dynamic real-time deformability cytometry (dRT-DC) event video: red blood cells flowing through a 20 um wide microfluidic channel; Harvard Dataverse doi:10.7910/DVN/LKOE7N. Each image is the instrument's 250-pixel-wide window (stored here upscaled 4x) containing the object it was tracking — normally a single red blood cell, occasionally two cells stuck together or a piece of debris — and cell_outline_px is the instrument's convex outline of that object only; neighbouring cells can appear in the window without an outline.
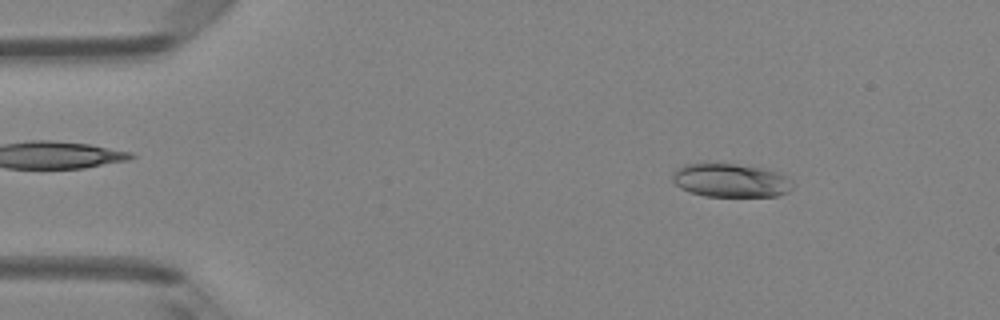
{"species": "Egyptian fruit bat (a non-hibernating species)", "species_latin": "Rousettus aegyptiacus", "temperature_condition": "room temperature", "stored_images_in_passage": 44, "camera_frame_rate_fps": 3000, "um_per_image_px": 0.085, "animal": {"sex": "female"}, "frame": {"image": 1, "passage_image": 2, "time_ms": 0.333, "image_size_px": [1000, 320], "cell_outline_px": [[792, 188], [788, 192], [776, 196], [704, 196], [688, 192], [680, 188], [672, 180], [672, 176], [684, 164], [736, 164], [768, 168], [780, 172], [792, 184]], "centroid_in_image_um": [62.13, 15.34], "position_along_channel_um": 22.9, "area_um2": 23.41}}
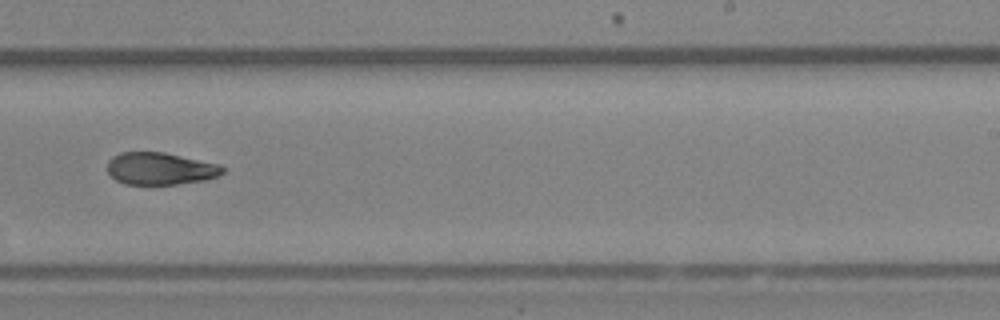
{"frame": {"image": 2, "passage_image": 26, "time_ms": 8.333, "image_size_px": [1000, 320], "cell_outline_px": [[224, 172], [216, 176], [204, 180], [176, 184], [124, 184], [116, 180], [108, 172], [108, 160], [112, 156], [120, 152], [164, 152], [220, 164], [224, 168]], "centroid_in_image_um": [13.61, 14.32], "position_along_channel_um": 275.4, "area_um2": 21.62}}
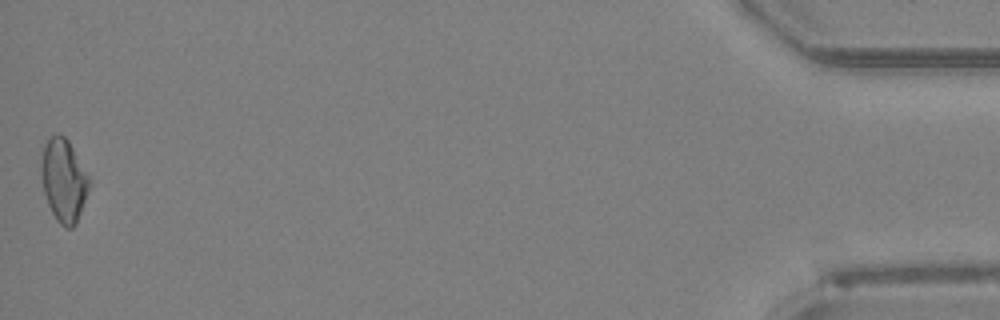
{"frame": {"image": 3, "passage_image": 44, "time_ms": 14.333, "image_size_px": [1000, 320], "cell_outline_px": [[88, 192], [76, 224], [72, 228], [64, 228], [56, 220], [48, 204], [44, 192], [40, 172], [40, 168], [44, 144], [52, 136], [60, 132], [68, 140], [88, 176]], "centroid_in_image_um": [5.39, 15.34], "position_along_channel_um": 429.8, "area_um2": 22.89}, "authors_computed_cell_mechanics": {"area_um2": 22.7443, "velocity_mm_per_s": 4.1329, "shape_relaxation_time_tau1_ms": null, "shape_relaxation_time_tau2_ms": 8.3294, "deformation_change_tau1": null, "deformation_change_tau2": 0.1509}}